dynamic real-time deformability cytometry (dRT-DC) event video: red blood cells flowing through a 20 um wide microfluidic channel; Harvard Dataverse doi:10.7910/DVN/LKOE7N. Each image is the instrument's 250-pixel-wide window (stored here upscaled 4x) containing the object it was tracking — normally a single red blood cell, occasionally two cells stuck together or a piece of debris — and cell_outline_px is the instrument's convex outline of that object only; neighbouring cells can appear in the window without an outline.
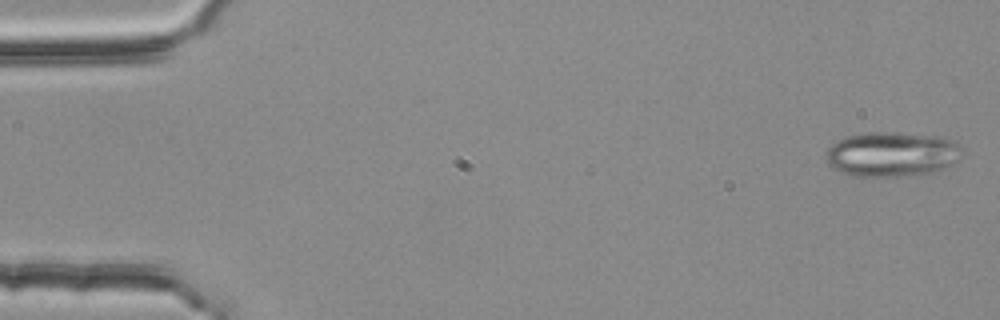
{"species": "common noctule bat (a hibernating species)", "species_latin": "Nyctalus noctula", "temperature_condition": "room temperature", "stored_images_in_passage": 3, "camera_frame_rate_fps": 3000, "um_per_image_px": 0.085, "animal": {"sex": "female", "body_mass_g": 25.1}, "frame": {"image": 1, "passage_image": 1, "time_ms": 0.0, "image_size_px": [1000, 320], "cell_outline_px": [[960, 148], [956, 160], [952, 164], [932, 172], [896, 176], [856, 176], [840, 172], [832, 168], [828, 164], [828, 148], [832, 144], [848, 136], [868, 132], [896, 132], [936, 136], [952, 140]], "centroid_in_image_um": [75.76, 13.1], "position_along_channel_um": 9.2, "area_um2": 34.8}}